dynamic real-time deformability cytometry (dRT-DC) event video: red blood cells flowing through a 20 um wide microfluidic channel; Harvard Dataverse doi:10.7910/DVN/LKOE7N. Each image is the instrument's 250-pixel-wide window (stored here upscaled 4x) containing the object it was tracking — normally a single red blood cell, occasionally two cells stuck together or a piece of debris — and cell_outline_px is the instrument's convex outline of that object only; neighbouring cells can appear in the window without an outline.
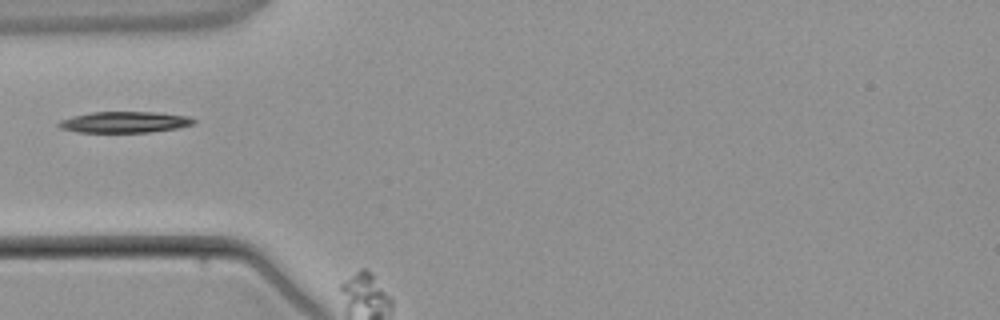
{"species": "common noctule bat (a hibernating species)", "species_latin": "Nyctalus noctula", "temperature_condition": "warm", "stored_images_in_passage": 3, "camera_frame_rate_fps": 3000, "um_per_image_px": 0.085, "animal": {"sex": "male", "body_mass_g": 21.5, "forearm_length_mm": 52.0}, "frame": {"image": 1, "passage_image": 1, "time_ms": 0.0, "image_size_px": [1000, 320], "cell_outline_px": [[196, 120], [192, 124], [176, 128], [148, 132], [76, 132], [60, 128], [56, 124], [60, 120], [72, 116], [92, 112], [156, 112], [188, 116]], "centroid_in_image_um": [10.54, 10.38], "position_along_channel_um": 74.5, "area_um2": 16.53}}